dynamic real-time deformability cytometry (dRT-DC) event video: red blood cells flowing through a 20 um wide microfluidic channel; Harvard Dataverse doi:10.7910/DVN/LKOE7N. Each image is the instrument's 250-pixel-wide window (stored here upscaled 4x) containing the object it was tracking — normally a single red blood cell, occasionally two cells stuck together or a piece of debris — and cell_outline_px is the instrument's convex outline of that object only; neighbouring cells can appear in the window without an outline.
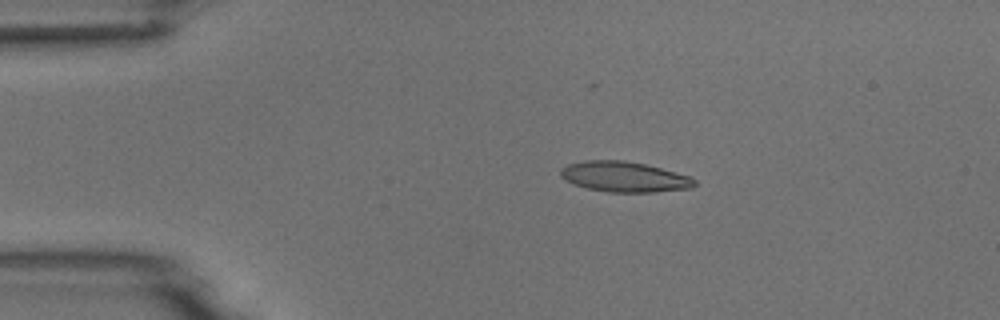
{"species": "common noctule bat (a hibernating species)", "species_latin": "Nyctalus noctula", "temperature_condition": "room temperature", "stored_images_in_passage": 4, "camera_frame_rate_fps": 3000, "um_per_image_px": 0.085, "animal": {"sex": "male", "body_mass_g": 18.8}, "frame": {"image": 1, "passage_image": 2, "time_ms": 1.0, "image_size_px": [1000, 320], "cell_outline_px": [[696, 184], [692, 188], [652, 192], [608, 192], [588, 188], [572, 184], [560, 176], [560, 168], [568, 164], [584, 160], [624, 160], [644, 164], [692, 176], [696, 180]], "centroid_in_image_um": [53.06, 15.02], "position_along_channel_um": 31.9, "area_um2": 23.81}}
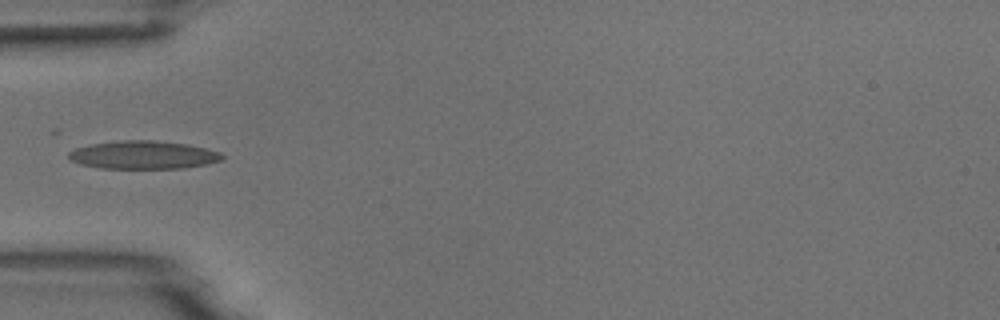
{"frame": {"image": 2, "passage_image": 4, "time_ms": 3.333, "image_size_px": [1000, 320], "cell_outline_px": [[224, 156], [220, 160], [204, 164], [184, 168], [100, 168], [80, 164], [68, 160], [68, 152], [76, 148], [88, 144], [120, 140], [152, 140], [188, 144], [220, 152]], "centroid_in_image_um": [12.11, 13.16], "position_along_channel_um": 72.9, "area_um2": 25.14}}